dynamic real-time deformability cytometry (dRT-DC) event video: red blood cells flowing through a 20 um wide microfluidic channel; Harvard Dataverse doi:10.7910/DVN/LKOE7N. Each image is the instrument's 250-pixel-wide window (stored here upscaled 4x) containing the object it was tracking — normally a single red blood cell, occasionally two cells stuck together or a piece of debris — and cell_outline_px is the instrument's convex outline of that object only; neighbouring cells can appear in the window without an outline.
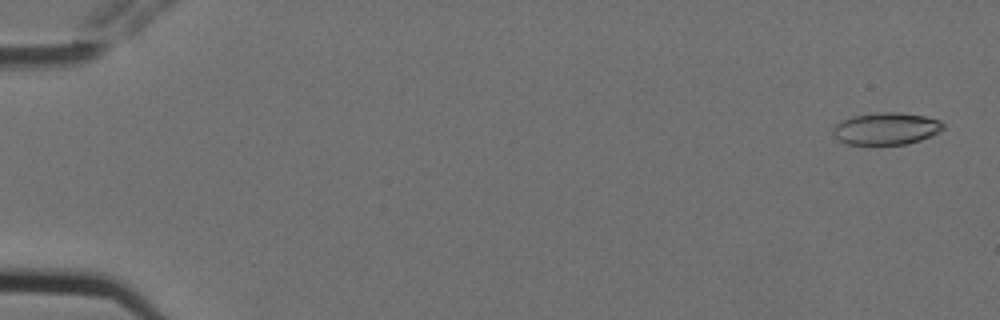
{"species": "Egyptian fruit bat (a non-hibernating species)", "species_latin": "Rousettus aegyptiacus", "temperature_condition": "cold", "stored_images_in_passage": 6, "camera_frame_rate_fps": 3000, "um_per_image_px": 0.085, "animal": {"sex": "female"}, "frame": {"image": 1, "passage_image": 1, "time_ms": 0.0, "image_size_px": [1000, 320], "cell_outline_px": [[944, 128], [940, 132], [932, 136], [920, 140], [904, 144], [844, 144], [832, 132], [832, 128], [840, 120], [852, 116], [876, 112], [900, 112], [924, 116], [940, 120], [944, 124]], "centroid_in_image_um": [75.33, 10.92], "position_along_channel_um": 9.7, "area_um2": 20.75}}
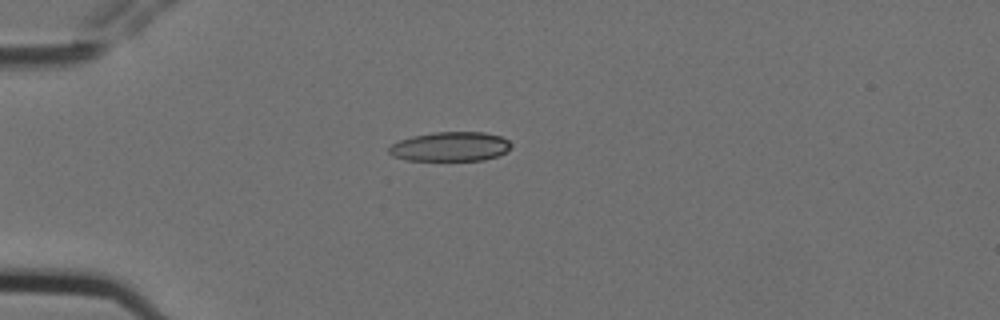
{"frame": {"image": 2, "passage_image": 5, "time_ms": 1.333, "image_size_px": [1000, 320], "cell_outline_px": [[512, 144], [504, 152], [496, 156], [484, 160], [404, 160], [392, 156], [388, 152], [388, 148], [392, 144], [400, 140], [412, 136], [432, 132], [484, 132], [500, 136], [508, 140]], "centroid_in_image_um": [38.23, 12.46], "position_along_channel_um": 46.8, "area_um2": 20.87}}